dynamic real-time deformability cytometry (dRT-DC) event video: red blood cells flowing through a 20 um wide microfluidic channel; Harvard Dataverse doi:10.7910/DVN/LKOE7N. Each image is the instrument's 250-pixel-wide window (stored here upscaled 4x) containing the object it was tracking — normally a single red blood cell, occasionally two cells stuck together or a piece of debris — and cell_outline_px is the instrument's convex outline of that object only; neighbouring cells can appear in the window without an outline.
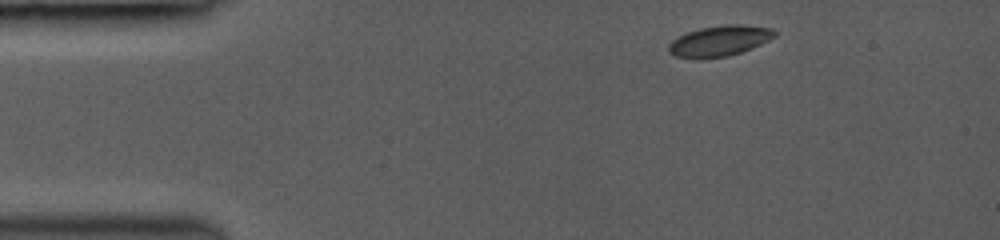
{"species": "common noctule bat (a hibernating species)", "species_latin": "Nyctalus noctula", "temperature_condition": "room temperature", "stored_images_in_passage": 7, "camera_frame_rate_fps": 3000, "um_per_image_px": 0.085, "animal": {"sex": "female", "body_mass_g": 19.0, "forearm_length_mm": 53.3}, "frame": {"image": 1, "passage_image": 1, "time_ms": 0.0, "image_size_px": [1000, 240], "cell_outline_px": [[776, 36], [752, 48], [728, 56], [692, 60], [676, 56], [668, 52], [668, 44], [672, 40], [688, 32], [700, 28], [724, 24], [740, 24], [772, 28], [776, 32]], "centroid_in_image_um": [61.13, 3.49], "position_along_channel_um": 23.9, "area_um2": 19.07}}
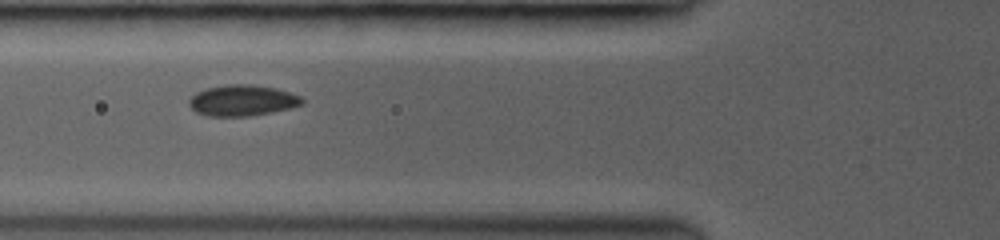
{"frame": {"image": 2, "passage_image": 5, "time_ms": 3.667, "image_size_px": [1000, 240], "cell_outline_px": [[304, 104], [272, 112], [248, 116], [208, 116], [196, 112], [188, 104], [188, 100], [196, 92], [208, 88], [228, 84], [248, 84], [276, 88], [300, 96], [304, 100]], "centroid_in_image_um": [20.58, 8.54], "position_along_channel_um": 105.2, "area_um2": 20.29}}
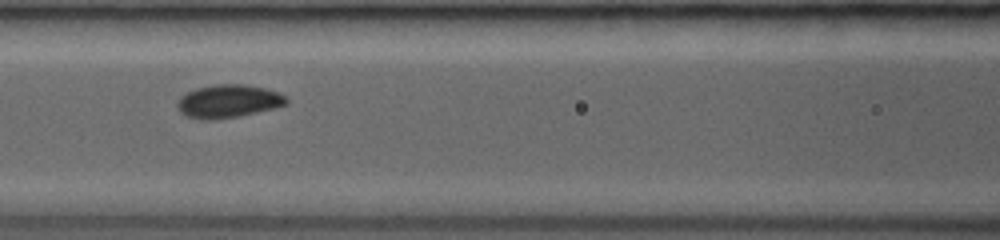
{"frame": {"image": 3, "passage_image": 6, "time_ms": 4.667, "image_size_px": [1000, 240], "cell_outline_px": [[288, 104], [276, 108], [240, 116], [216, 120], [200, 120], [188, 116], [180, 112], [176, 104], [180, 96], [196, 88], [216, 84], [244, 84], [264, 88], [280, 92], [288, 100]], "centroid_in_image_um": [19.42, 8.61], "position_along_channel_um": 147.2, "area_um2": 21.27}}